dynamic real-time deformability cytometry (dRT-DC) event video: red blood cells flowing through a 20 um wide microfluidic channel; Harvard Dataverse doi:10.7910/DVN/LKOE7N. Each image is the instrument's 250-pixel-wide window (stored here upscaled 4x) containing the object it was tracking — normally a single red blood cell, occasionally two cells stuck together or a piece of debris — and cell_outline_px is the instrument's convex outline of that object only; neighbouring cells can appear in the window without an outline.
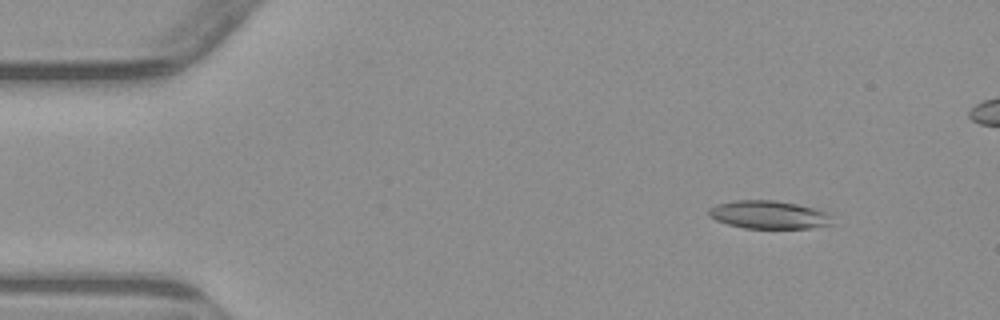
{"species": "common noctule bat (a hibernating species)", "species_latin": "Nyctalus noctula", "temperature_condition": "warm", "stored_images_in_passage": 6, "camera_frame_rate_fps": 3000, "um_per_image_px": 0.085, "animal": {"sex": "male", "body_mass_g": 23.1, "forearm_length_mm": 52.7}, "frame": {"image": 1, "passage_image": 2, "time_ms": 1.0, "image_size_px": [1000, 320], "cell_outline_px": [[836, 224], [812, 228], [744, 228], [728, 224], [716, 220], [708, 216], [708, 208], [716, 204], [736, 200], [772, 200], [796, 204], [816, 208], [828, 212]], "centroid_in_image_um": [65.38, 18.26], "position_along_channel_um": 19.6, "area_um2": 20.46}}
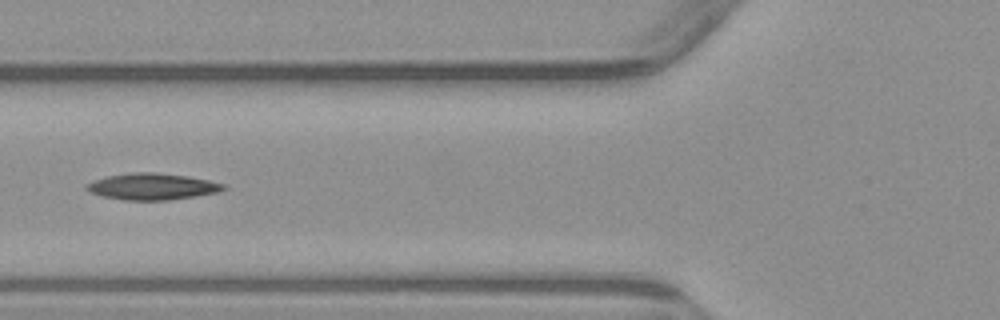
{"frame": {"image": 2, "passage_image": 6, "time_ms": 5.667, "image_size_px": [1000, 320], "cell_outline_px": [[228, 188], [220, 192], [196, 196], [168, 200], [124, 200], [104, 196], [92, 192], [84, 188], [88, 184], [96, 180], [108, 176], [132, 172], [156, 172], [188, 176], [208, 180], [224, 184]], "centroid_in_image_um": [13.01, 15.85], "position_along_channel_um": 112.8, "area_um2": 20.98}}